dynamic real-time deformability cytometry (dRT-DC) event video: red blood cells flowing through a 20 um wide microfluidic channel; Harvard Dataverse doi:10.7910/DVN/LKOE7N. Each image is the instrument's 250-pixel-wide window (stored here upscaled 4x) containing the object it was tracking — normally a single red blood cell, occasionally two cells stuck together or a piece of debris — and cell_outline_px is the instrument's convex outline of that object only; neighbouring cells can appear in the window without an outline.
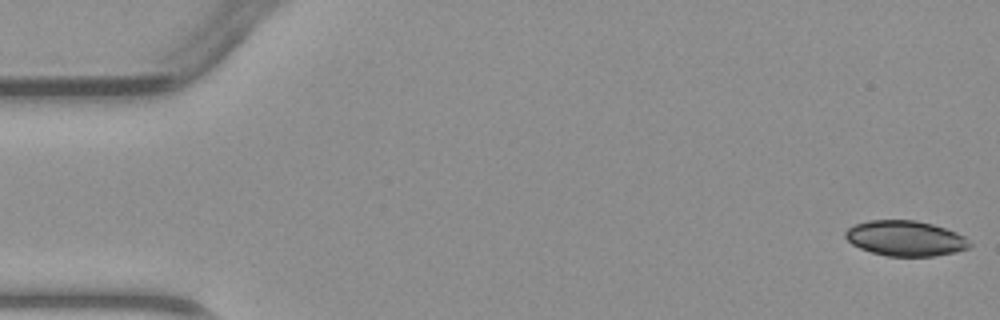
{"species": "common noctule bat (a hibernating species)", "species_latin": "Nyctalus noctula", "temperature_condition": "warm", "stored_images_in_passage": 5, "camera_frame_rate_fps": 3000, "um_per_image_px": 0.085, "animal": {"sex": "male", "body_mass_g": 23.1, "forearm_length_mm": 52.7}, "frame": {"image": 1, "passage_image": 1, "time_ms": 0.0, "image_size_px": [1000, 320], "cell_outline_px": [[972, 244], [968, 248], [956, 252], [936, 256], [888, 256], [872, 252], [860, 248], [852, 244], [844, 236], [844, 232], [848, 228], [856, 224], [868, 220], [916, 220], [932, 224], [956, 232], [964, 236]], "centroid_in_image_um": [76.96, 20.26], "position_along_channel_um": 8.0, "area_um2": 25.55}}
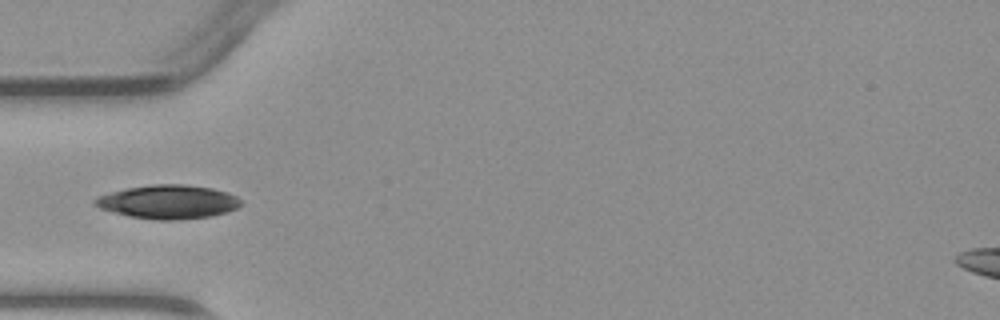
{"frame": {"image": 2, "passage_image": 4, "time_ms": 4.667, "image_size_px": [1000, 320], "cell_outline_px": [[244, 204], [236, 208], [212, 216], [176, 220], [156, 220], [132, 216], [112, 212], [100, 208], [92, 204], [92, 200], [96, 196], [128, 188], [152, 184], [184, 184], [212, 188], [228, 192], [236, 196]], "centroid_in_image_um": [14.29, 17.15], "position_along_channel_um": 70.7, "area_um2": 28.73}}
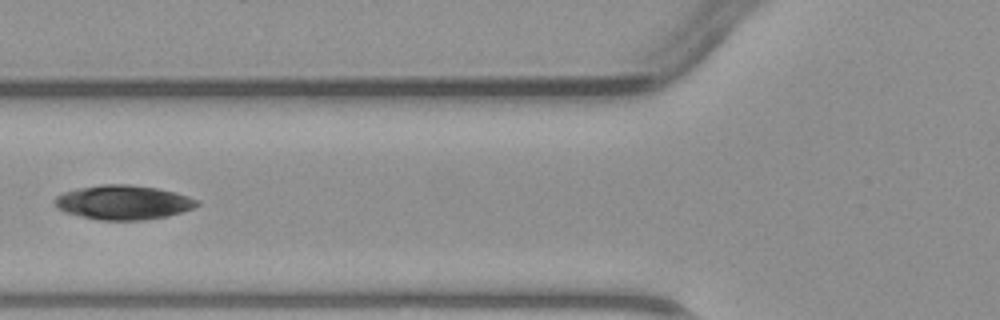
{"frame": {"image": 3, "passage_image": 5, "time_ms": 5.667, "image_size_px": [1000, 320], "cell_outline_px": [[200, 204], [192, 208], [180, 212], [164, 216], [144, 220], [100, 220], [80, 216], [64, 212], [56, 208], [56, 196], [64, 192], [80, 188], [104, 184], [128, 184], [156, 188], [176, 192], [200, 200]], "centroid_in_image_um": [10.49, 17.2], "position_along_channel_um": 115.3, "area_um2": 28.26}}